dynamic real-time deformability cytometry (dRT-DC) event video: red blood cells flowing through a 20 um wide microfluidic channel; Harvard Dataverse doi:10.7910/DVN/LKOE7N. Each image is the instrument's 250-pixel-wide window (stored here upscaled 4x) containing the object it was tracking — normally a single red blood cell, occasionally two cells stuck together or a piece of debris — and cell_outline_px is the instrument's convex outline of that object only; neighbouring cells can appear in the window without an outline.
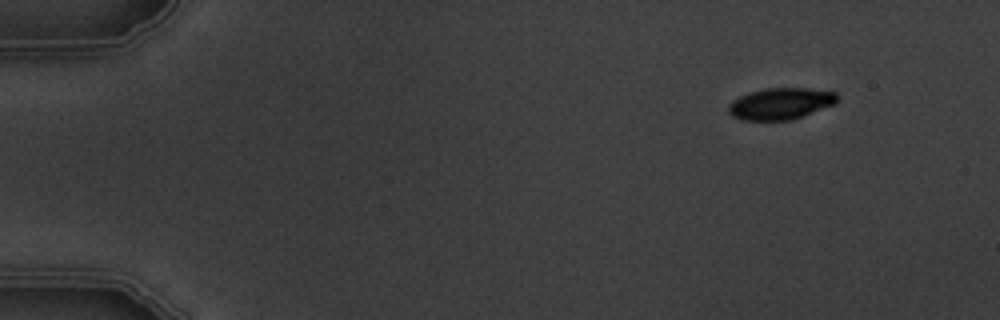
{"species": "common noctule bat (a hibernating species)", "species_latin": "Nyctalus noctula", "temperature_condition": "warm", "stored_images_in_passage": 4, "camera_frame_rate_fps": 3000, "um_per_image_px": 0.085, "animal": {"sex": "male", "body_mass_g": 19.5, "forearm_length_mm": 54.6}, "frame": {"image": 1, "passage_image": 1, "time_ms": 0.0, "image_size_px": [1000, 320], "cell_outline_px": [[840, 100], [836, 104], [788, 120], [744, 120], [732, 116], [728, 112], [728, 104], [732, 100], [748, 92], [764, 88], [808, 88], [836, 92]], "centroid_in_image_um": [66.35, 8.79], "position_along_channel_um": 18.7, "area_um2": 20.06}}
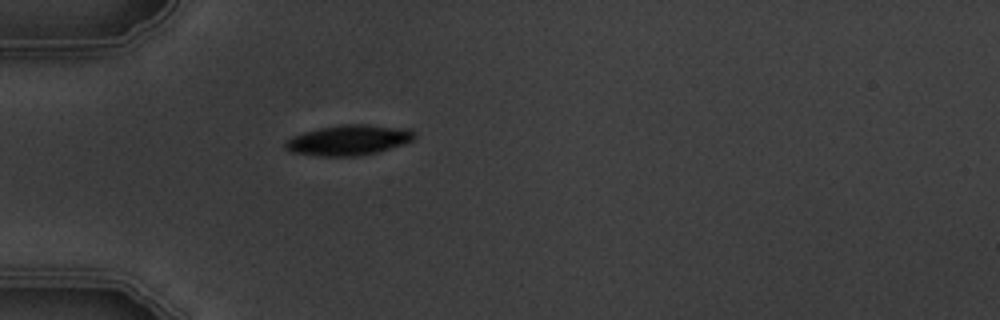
{"frame": {"image": 2, "passage_image": 4, "time_ms": 3.667, "image_size_px": [1000, 320], "cell_outline_px": [[416, 136], [412, 140], [404, 144], [376, 152], [356, 156], [320, 156], [292, 152], [284, 148], [284, 144], [292, 136], [304, 132], [320, 128], [340, 124], [368, 124], [408, 128], [416, 132]], "centroid_in_image_um": [29.66, 11.89], "position_along_channel_um": 55.3, "area_um2": 22.83}}